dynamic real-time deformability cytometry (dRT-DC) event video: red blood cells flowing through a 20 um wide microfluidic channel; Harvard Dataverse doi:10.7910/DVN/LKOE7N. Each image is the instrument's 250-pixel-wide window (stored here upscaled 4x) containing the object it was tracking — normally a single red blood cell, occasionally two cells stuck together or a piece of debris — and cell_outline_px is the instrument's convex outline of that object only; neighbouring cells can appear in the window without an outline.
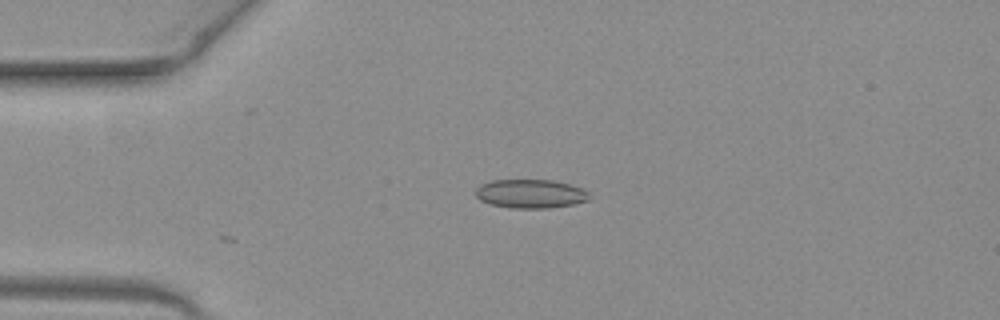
{"species": "common noctule bat (a hibernating species)", "species_latin": "Nyctalus noctula", "temperature_condition": "warm", "stored_images_in_passage": 3, "camera_frame_rate_fps": 3000, "um_per_image_px": 0.085, "animal": {"sex": "female", "body_mass_g": 19.3, "forearm_length_mm": 54.1}, "frame": {"image": 1, "passage_image": 3, "time_ms": 0.667, "image_size_px": [1000, 320], "cell_outline_px": [[588, 200], [572, 204], [548, 208], [508, 208], [492, 204], [480, 200], [476, 196], [476, 188], [480, 184], [492, 180], [552, 180], [568, 184], [580, 188], [588, 192]], "centroid_in_image_um": [45.05, 16.47], "position_along_channel_um": 40.0, "area_um2": 18.9}}